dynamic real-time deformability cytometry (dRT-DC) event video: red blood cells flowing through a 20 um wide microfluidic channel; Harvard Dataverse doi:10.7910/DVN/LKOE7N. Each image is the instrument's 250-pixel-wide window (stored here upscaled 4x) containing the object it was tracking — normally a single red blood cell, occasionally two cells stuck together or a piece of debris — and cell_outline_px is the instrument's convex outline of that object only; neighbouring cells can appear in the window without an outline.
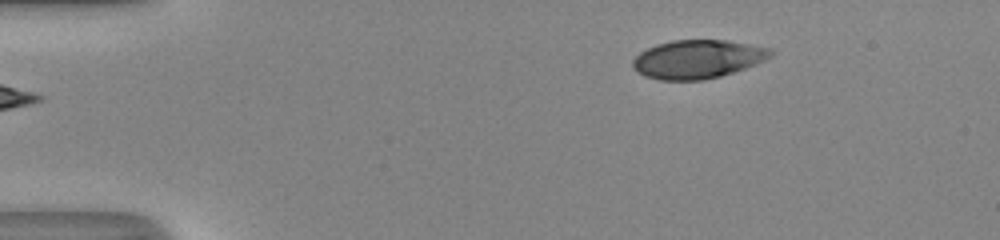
{"species": "human", "species_latin": "Homo sapiens", "temperature_condition": "room temperature", "stored_images_in_passage": 44, "camera_frame_rate_fps": 3000, "um_per_image_px": 0.085, "donor": {"sex": "male"}, "frame": {"image": 1, "passage_image": 1, "time_ms": 0.0, "image_size_px": [1000, 240], "cell_outline_px": [[776, 52], [772, 56], [756, 64], [720, 76], [704, 80], [660, 80], [644, 76], [636, 72], [632, 68], [632, 60], [640, 52], [656, 44], [672, 40], [728, 40], [772, 48]], "centroid_in_image_um": [59.3, 5.02], "position_along_channel_um": 25.7, "area_um2": 31.21}}
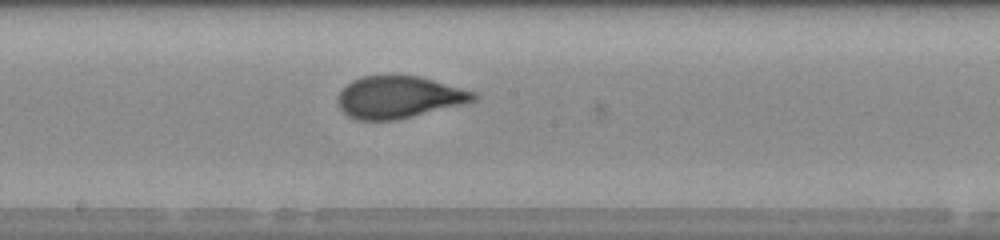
{"frame": {"image": 2, "passage_image": 21, "time_ms": 6.667, "image_size_px": [1000, 240], "cell_outline_px": [[480, 96], [476, 100], [464, 104], [396, 120], [356, 120], [348, 116], [340, 108], [336, 100], [340, 92], [352, 80], [364, 76], [388, 72], [420, 76], [476, 92]], "centroid_in_image_um": [33.91, 8.22], "position_along_channel_um": 214.3, "area_um2": 34.04}}
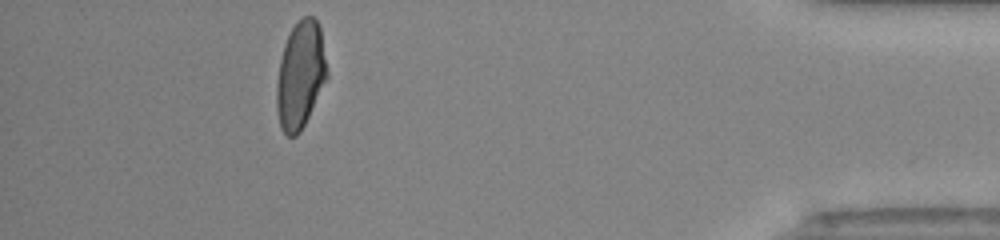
{"frame": {"image": 3, "passage_image": 39, "time_ms": 12.667, "image_size_px": [1000, 240], "cell_outline_px": [[328, 76], [300, 132], [296, 136], [288, 136], [280, 128], [276, 108], [276, 84], [280, 60], [284, 44], [292, 28], [304, 16], [312, 16], [316, 20], [320, 28], [328, 72]], "centroid_in_image_um": [25.52, 6.39], "position_along_channel_um": 409.7, "area_um2": 31.21}, "authors_computed_cell_mechanics": {"area_um2": 33.235, "velocity_mm_per_s": 4.1491, "shape_relaxation_time_tau1_ms": 4.7327, "shape_relaxation_time_tau2_ms": null, "deformation_change_tau1": 0.1906, "deformation_change_tau2": null}}